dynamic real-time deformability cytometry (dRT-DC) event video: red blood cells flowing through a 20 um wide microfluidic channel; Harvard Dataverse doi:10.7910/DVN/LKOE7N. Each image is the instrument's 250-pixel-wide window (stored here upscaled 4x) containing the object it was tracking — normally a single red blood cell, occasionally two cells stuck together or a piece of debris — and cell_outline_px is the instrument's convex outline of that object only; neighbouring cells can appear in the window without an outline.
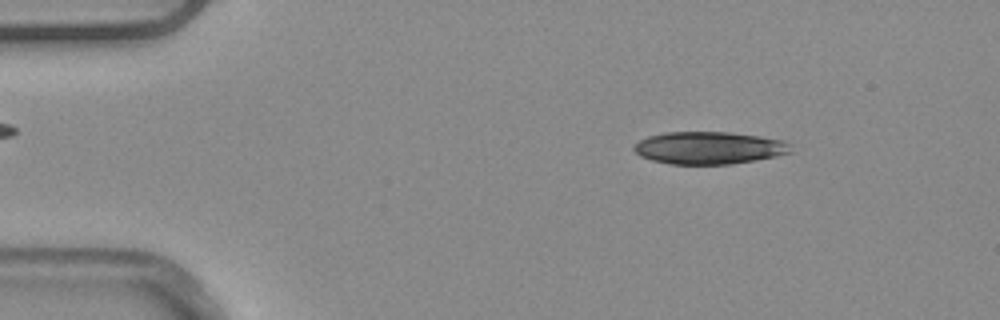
{"species": "common noctule bat (a hibernating species)", "species_latin": "Nyctalus noctula", "temperature_condition": "warm", "stored_images_in_passage": 20, "camera_frame_rate_fps": 3000, "um_per_image_px": 0.085, "animal": {"sex": "male", "body_mass_g": 20.4}, "frame": {"image": 1, "passage_image": 7, "time_ms": 2.0, "image_size_px": [1000, 320], "cell_outline_px": [[792, 152], [776, 156], [756, 160], [732, 164], [672, 164], [652, 160], [640, 156], [632, 148], [640, 140], [648, 136], [664, 132], [732, 132], [760, 136], [784, 140], [792, 144]], "centroid_in_image_um": [60.31, 12.56], "position_along_channel_um": 24.7, "area_um2": 29.82}}